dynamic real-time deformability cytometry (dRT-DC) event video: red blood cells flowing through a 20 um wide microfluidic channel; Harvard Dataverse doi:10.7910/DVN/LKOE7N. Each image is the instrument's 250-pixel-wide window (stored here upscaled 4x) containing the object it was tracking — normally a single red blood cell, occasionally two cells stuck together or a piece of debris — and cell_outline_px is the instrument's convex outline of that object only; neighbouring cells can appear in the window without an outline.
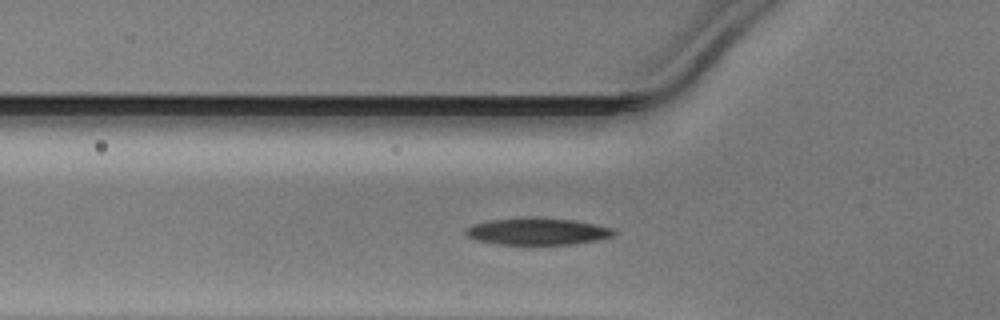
{"species": "Egyptian fruit bat (a non-hibernating species)", "species_latin": "Rousettus aegyptiacus", "temperature_condition": "warm", "stored_images_in_passage": 31, "camera_frame_rate_fps": 3000, "um_per_image_px": 0.085, "animal": {"sex": "male"}, "frame": {"image": 1, "passage_image": 7, "time_ms": 2.0, "image_size_px": [1000, 320], "cell_outline_px": [[616, 232], [612, 236], [596, 240], [576, 244], [496, 244], [476, 240], [468, 236], [464, 232], [464, 228], [472, 224], [488, 220], [572, 220], [612, 228]], "centroid_in_image_um": [45.64, 19.72], "position_along_channel_um": 80.2, "area_um2": 22.14}}
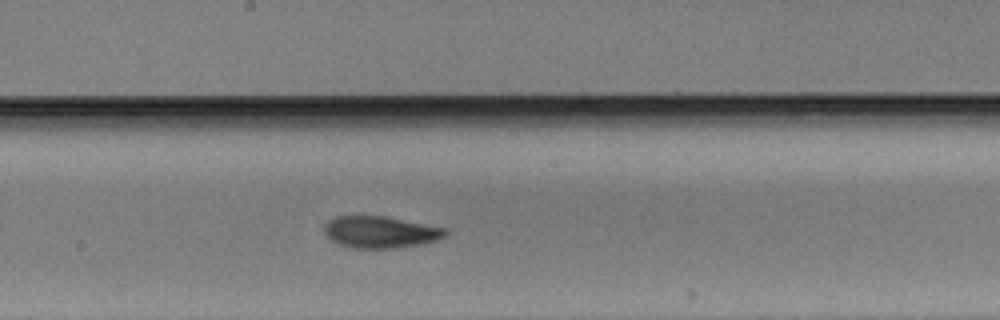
{"frame": {"image": 2, "passage_image": 17, "time_ms": 5.333, "image_size_px": [1000, 320], "cell_outline_px": [[448, 232], [444, 236], [436, 240], [420, 244], [396, 248], [348, 248], [336, 244], [328, 240], [324, 236], [324, 224], [328, 220], [336, 216], [384, 216], [444, 228]], "centroid_in_image_um": [32.22, 19.74], "position_along_channel_um": 216.0, "area_um2": 22.54}}
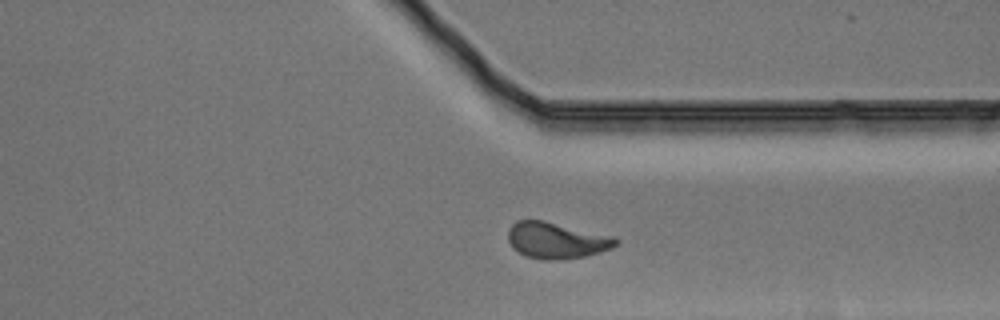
{"frame": {"image": 3, "passage_image": 28, "time_ms": 9.0, "image_size_px": [1000, 320], "cell_outline_px": [[620, 244], [612, 248], [600, 252], [584, 256], [556, 260], [544, 260], [528, 256], [512, 248], [508, 240], [508, 228], [516, 220], [540, 220], [616, 236], [620, 240]], "centroid_in_image_um": [47.34, 20.43], "position_along_channel_um": 364.1, "area_um2": 22.83}}